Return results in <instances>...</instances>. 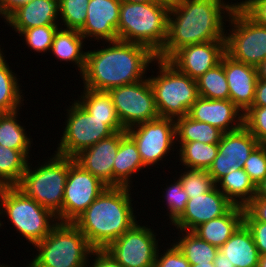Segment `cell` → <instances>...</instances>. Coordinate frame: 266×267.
Masks as SVG:
<instances>
[{"instance_id": "obj_47", "label": "cell", "mask_w": 266, "mask_h": 267, "mask_svg": "<svg viewBox=\"0 0 266 267\" xmlns=\"http://www.w3.org/2000/svg\"><path fill=\"white\" fill-rule=\"evenodd\" d=\"M92 258L93 261H91ZM89 260L91 261V265H89ZM89 260L86 264V267H123L104 249H93L92 253L90 254Z\"/></svg>"}, {"instance_id": "obj_55", "label": "cell", "mask_w": 266, "mask_h": 267, "mask_svg": "<svg viewBox=\"0 0 266 267\" xmlns=\"http://www.w3.org/2000/svg\"><path fill=\"white\" fill-rule=\"evenodd\" d=\"M120 1L129 3H147V2H152L153 0H120Z\"/></svg>"}, {"instance_id": "obj_44", "label": "cell", "mask_w": 266, "mask_h": 267, "mask_svg": "<svg viewBox=\"0 0 266 267\" xmlns=\"http://www.w3.org/2000/svg\"><path fill=\"white\" fill-rule=\"evenodd\" d=\"M237 162L235 159L220 158V154H217L207 171L217 183L223 176L240 169Z\"/></svg>"}, {"instance_id": "obj_27", "label": "cell", "mask_w": 266, "mask_h": 267, "mask_svg": "<svg viewBox=\"0 0 266 267\" xmlns=\"http://www.w3.org/2000/svg\"><path fill=\"white\" fill-rule=\"evenodd\" d=\"M20 78L10 69L0 48V113L20 110L24 105V94L21 90ZM23 104V105H22Z\"/></svg>"}, {"instance_id": "obj_8", "label": "cell", "mask_w": 266, "mask_h": 267, "mask_svg": "<svg viewBox=\"0 0 266 267\" xmlns=\"http://www.w3.org/2000/svg\"><path fill=\"white\" fill-rule=\"evenodd\" d=\"M33 247L32 259L44 267H86L94 249L73 223L61 222Z\"/></svg>"}, {"instance_id": "obj_4", "label": "cell", "mask_w": 266, "mask_h": 267, "mask_svg": "<svg viewBox=\"0 0 266 267\" xmlns=\"http://www.w3.org/2000/svg\"><path fill=\"white\" fill-rule=\"evenodd\" d=\"M170 7L156 2H121L118 40L137 43L158 55L167 38Z\"/></svg>"}, {"instance_id": "obj_21", "label": "cell", "mask_w": 266, "mask_h": 267, "mask_svg": "<svg viewBox=\"0 0 266 267\" xmlns=\"http://www.w3.org/2000/svg\"><path fill=\"white\" fill-rule=\"evenodd\" d=\"M60 0H33L13 11L4 21L18 35L26 29L59 25Z\"/></svg>"}, {"instance_id": "obj_11", "label": "cell", "mask_w": 266, "mask_h": 267, "mask_svg": "<svg viewBox=\"0 0 266 267\" xmlns=\"http://www.w3.org/2000/svg\"><path fill=\"white\" fill-rule=\"evenodd\" d=\"M125 130L160 118L148 77L108 90Z\"/></svg>"}, {"instance_id": "obj_24", "label": "cell", "mask_w": 266, "mask_h": 267, "mask_svg": "<svg viewBox=\"0 0 266 267\" xmlns=\"http://www.w3.org/2000/svg\"><path fill=\"white\" fill-rule=\"evenodd\" d=\"M219 251L235 267H257L259 262L258 249L250 230L244 223L219 248Z\"/></svg>"}, {"instance_id": "obj_58", "label": "cell", "mask_w": 266, "mask_h": 267, "mask_svg": "<svg viewBox=\"0 0 266 267\" xmlns=\"http://www.w3.org/2000/svg\"><path fill=\"white\" fill-rule=\"evenodd\" d=\"M0 267H11L10 265H7V264H4V263H2V264H0Z\"/></svg>"}, {"instance_id": "obj_20", "label": "cell", "mask_w": 266, "mask_h": 267, "mask_svg": "<svg viewBox=\"0 0 266 267\" xmlns=\"http://www.w3.org/2000/svg\"><path fill=\"white\" fill-rule=\"evenodd\" d=\"M223 67L228 82L229 99L245 113L253 104L258 81L256 67L223 55Z\"/></svg>"}, {"instance_id": "obj_2", "label": "cell", "mask_w": 266, "mask_h": 267, "mask_svg": "<svg viewBox=\"0 0 266 267\" xmlns=\"http://www.w3.org/2000/svg\"><path fill=\"white\" fill-rule=\"evenodd\" d=\"M107 44L86 51V64L80 75L84 88L108 91L141 81L157 58L149 48L137 43L115 40Z\"/></svg>"}, {"instance_id": "obj_29", "label": "cell", "mask_w": 266, "mask_h": 267, "mask_svg": "<svg viewBox=\"0 0 266 267\" xmlns=\"http://www.w3.org/2000/svg\"><path fill=\"white\" fill-rule=\"evenodd\" d=\"M216 186L234 205L242 207L256 195V186L244 169L223 176Z\"/></svg>"}, {"instance_id": "obj_41", "label": "cell", "mask_w": 266, "mask_h": 267, "mask_svg": "<svg viewBox=\"0 0 266 267\" xmlns=\"http://www.w3.org/2000/svg\"><path fill=\"white\" fill-rule=\"evenodd\" d=\"M243 116V126L259 143L266 144V106L250 107Z\"/></svg>"}, {"instance_id": "obj_52", "label": "cell", "mask_w": 266, "mask_h": 267, "mask_svg": "<svg viewBox=\"0 0 266 267\" xmlns=\"http://www.w3.org/2000/svg\"><path fill=\"white\" fill-rule=\"evenodd\" d=\"M258 80H266V58L256 67Z\"/></svg>"}, {"instance_id": "obj_12", "label": "cell", "mask_w": 266, "mask_h": 267, "mask_svg": "<svg viewBox=\"0 0 266 267\" xmlns=\"http://www.w3.org/2000/svg\"><path fill=\"white\" fill-rule=\"evenodd\" d=\"M107 186L69 157L62 210L58 222L73 223Z\"/></svg>"}, {"instance_id": "obj_43", "label": "cell", "mask_w": 266, "mask_h": 267, "mask_svg": "<svg viewBox=\"0 0 266 267\" xmlns=\"http://www.w3.org/2000/svg\"><path fill=\"white\" fill-rule=\"evenodd\" d=\"M236 3L251 20L266 27V0H240Z\"/></svg>"}, {"instance_id": "obj_18", "label": "cell", "mask_w": 266, "mask_h": 267, "mask_svg": "<svg viewBox=\"0 0 266 267\" xmlns=\"http://www.w3.org/2000/svg\"><path fill=\"white\" fill-rule=\"evenodd\" d=\"M120 5V0H89L87 18L79 31L85 40H101L105 44L107 41L118 40Z\"/></svg>"}, {"instance_id": "obj_42", "label": "cell", "mask_w": 266, "mask_h": 267, "mask_svg": "<svg viewBox=\"0 0 266 267\" xmlns=\"http://www.w3.org/2000/svg\"><path fill=\"white\" fill-rule=\"evenodd\" d=\"M172 246V247H171ZM161 249H158L154 267H190V263L186 260V257L172 242L170 247L164 249L160 253Z\"/></svg>"}, {"instance_id": "obj_26", "label": "cell", "mask_w": 266, "mask_h": 267, "mask_svg": "<svg viewBox=\"0 0 266 267\" xmlns=\"http://www.w3.org/2000/svg\"><path fill=\"white\" fill-rule=\"evenodd\" d=\"M259 144L258 140L244 127L233 132L223 133L218 143L220 158L235 159L240 169L253 149Z\"/></svg>"}, {"instance_id": "obj_30", "label": "cell", "mask_w": 266, "mask_h": 267, "mask_svg": "<svg viewBox=\"0 0 266 267\" xmlns=\"http://www.w3.org/2000/svg\"><path fill=\"white\" fill-rule=\"evenodd\" d=\"M177 231H179L177 233L179 236L176 237L177 240H173V243L186 257L190 265L213 263L219 248L200 239L192 231Z\"/></svg>"}, {"instance_id": "obj_9", "label": "cell", "mask_w": 266, "mask_h": 267, "mask_svg": "<svg viewBox=\"0 0 266 267\" xmlns=\"http://www.w3.org/2000/svg\"><path fill=\"white\" fill-rule=\"evenodd\" d=\"M65 128L55 153L74 157L117 131L125 130L119 119H98L86 112L74 99L66 109Z\"/></svg>"}, {"instance_id": "obj_51", "label": "cell", "mask_w": 266, "mask_h": 267, "mask_svg": "<svg viewBox=\"0 0 266 267\" xmlns=\"http://www.w3.org/2000/svg\"><path fill=\"white\" fill-rule=\"evenodd\" d=\"M257 198L266 199V177L256 186Z\"/></svg>"}, {"instance_id": "obj_6", "label": "cell", "mask_w": 266, "mask_h": 267, "mask_svg": "<svg viewBox=\"0 0 266 267\" xmlns=\"http://www.w3.org/2000/svg\"><path fill=\"white\" fill-rule=\"evenodd\" d=\"M153 64L157 65L158 71L148 79L160 117L175 120L188 115L199 97L197 81L180 72L168 60L156 58Z\"/></svg>"}, {"instance_id": "obj_25", "label": "cell", "mask_w": 266, "mask_h": 267, "mask_svg": "<svg viewBox=\"0 0 266 267\" xmlns=\"http://www.w3.org/2000/svg\"><path fill=\"white\" fill-rule=\"evenodd\" d=\"M85 38L78 30L58 28L53 37L50 53L61 61L71 62L81 75L86 64V53L83 49ZM77 65V66H76Z\"/></svg>"}, {"instance_id": "obj_50", "label": "cell", "mask_w": 266, "mask_h": 267, "mask_svg": "<svg viewBox=\"0 0 266 267\" xmlns=\"http://www.w3.org/2000/svg\"><path fill=\"white\" fill-rule=\"evenodd\" d=\"M215 267H235L234 264H231L226 256L218 250L215 260L213 261Z\"/></svg>"}, {"instance_id": "obj_28", "label": "cell", "mask_w": 266, "mask_h": 267, "mask_svg": "<svg viewBox=\"0 0 266 267\" xmlns=\"http://www.w3.org/2000/svg\"><path fill=\"white\" fill-rule=\"evenodd\" d=\"M176 142L219 143L223 131L208 123L196 121L188 115L175 119Z\"/></svg>"}, {"instance_id": "obj_56", "label": "cell", "mask_w": 266, "mask_h": 267, "mask_svg": "<svg viewBox=\"0 0 266 267\" xmlns=\"http://www.w3.org/2000/svg\"><path fill=\"white\" fill-rule=\"evenodd\" d=\"M26 267H44L40 264H38L34 259L32 261H29V264H27Z\"/></svg>"}, {"instance_id": "obj_3", "label": "cell", "mask_w": 266, "mask_h": 267, "mask_svg": "<svg viewBox=\"0 0 266 267\" xmlns=\"http://www.w3.org/2000/svg\"><path fill=\"white\" fill-rule=\"evenodd\" d=\"M131 187H106L73 222L94 249H104L138 221Z\"/></svg>"}, {"instance_id": "obj_49", "label": "cell", "mask_w": 266, "mask_h": 267, "mask_svg": "<svg viewBox=\"0 0 266 267\" xmlns=\"http://www.w3.org/2000/svg\"><path fill=\"white\" fill-rule=\"evenodd\" d=\"M266 106V80H258L255 89L254 101L251 107Z\"/></svg>"}, {"instance_id": "obj_31", "label": "cell", "mask_w": 266, "mask_h": 267, "mask_svg": "<svg viewBox=\"0 0 266 267\" xmlns=\"http://www.w3.org/2000/svg\"><path fill=\"white\" fill-rule=\"evenodd\" d=\"M176 146L179 147L178 162H181L178 165L190 169L208 170L218 153V143L176 142Z\"/></svg>"}, {"instance_id": "obj_16", "label": "cell", "mask_w": 266, "mask_h": 267, "mask_svg": "<svg viewBox=\"0 0 266 267\" xmlns=\"http://www.w3.org/2000/svg\"><path fill=\"white\" fill-rule=\"evenodd\" d=\"M126 134V130L115 132L93 146L80 151L73 157L74 161L96 176L107 187H113V162L119 149L120 140Z\"/></svg>"}, {"instance_id": "obj_17", "label": "cell", "mask_w": 266, "mask_h": 267, "mask_svg": "<svg viewBox=\"0 0 266 267\" xmlns=\"http://www.w3.org/2000/svg\"><path fill=\"white\" fill-rule=\"evenodd\" d=\"M234 204L215 186L189 198L186 209L172 224L177 230L193 231L200 224L224 215Z\"/></svg>"}, {"instance_id": "obj_15", "label": "cell", "mask_w": 266, "mask_h": 267, "mask_svg": "<svg viewBox=\"0 0 266 267\" xmlns=\"http://www.w3.org/2000/svg\"><path fill=\"white\" fill-rule=\"evenodd\" d=\"M224 54L225 41H210L182 47L168 61L180 72L197 80L219 64Z\"/></svg>"}, {"instance_id": "obj_7", "label": "cell", "mask_w": 266, "mask_h": 267, "mask_svg": "<svg viewBox=\"0 0 266 267\" xmlns=\"http://www.w3.org/2000/svg\"><path fill=\"white\" fill-rule=\"evenodd\" d=\"M28 162L16 187L54 215L62 210L65 183L69 172V157L52 154L41 165ZM32 166V167H31ZM33 168V169H32Z\"/></svg>"}, {"instance_id": "obj_32", "label": "cell", "mask_w": 266, "mask_h": 267, "mask_svg": "<svg viewBox=\"0 0 266 267\" xmlns=\"http://www.w3.org/2000/svg\"><path fill=\"white\" fill-rule=\"evenodd\" d=\"M31 150H13L0 144V187L16 186L26 171Z\"/></svg>"}, {"instance_id": "obj_38", "label": "cell", "mask_w": 266, "mask_h": 267, "mask_svg": "<svg viewBox=\"0 0 266 267\" xmlns=\"http://www.w3.org/2000/svg\"><path fill=\"white\" fill-rule=\"evenodd\" d=\"M176 179V180H175ZM174 182L171 183L169 186L164 187L165 191H163V198L167 202L168 211L166 216L170 219V224H172L182 215V213L186 209L187 201L189 200L186 191L183 189L181 181L175 177Z\"/></svg>"}, {"instance_id": "obj_39", "label": "cell", "mask_w": 266, "mask_h": 267, "mask_svg": "<svg viewBox=\"0 0 266 267\" xmlns=\"http://www.w3.org/2000/svg\"><path fill=\"white\" fill-rule=\"evenodd\" d=\"M59 25H45L41 27L29 28L23 30L19 36L24 37L23 40L27 47L31 48V50L36 51V53L45 54L50 52L53 37L55 32L58 30ZM48 51V52H47Z\"/></svg>"}, {"instance_id": "obj_57", "label": "cell", "mask_w": 266, "mask_h": 267, "mask_svg": "<svg viewBox=\"0 0 266 267\" xmlns=\"http://www.w3.org/2000/svg\"><path fill=\"white\" fill-rule=\"evenodd\" d=\"M190 267H215L213 263H207V264H196L191 265Z\"/></svg>"}, {"instance_id": "obj_54", "label": "cell", "mask_w": 266, "mask_h": 267, "mask_svg": "<svg viewBox=\"0 0 266 267\" xmlns=\"http://www.w3.org/2000/svg\"><path fill=\"white\" fill-rule=\"evenodd\" d=\"M257 267H266V255L259 256V262Z\"/></svg>"}, {"instance_id": "obj_53", "label": "cell", "mask_w": 266, "mask_h": 267, "mask_svg": "<svg viewBox=\"0 0 266 267\" xmlns=\"http://www.w3.org/2000/svg\"><path fill=\"white\" fill-rule=\"evenodd\" d=\"M162 4H165L169 7L175 5L179 0H153Z\"/></svg>"}, {"instance_id": "obj_13", "label": "cell", "mask_w": 266, "mask_h": 267, "mask_svg": "<svg viewBox=\"0 0 266 267\" xmlns=\"http://www.w3.org/2000/svg\"><path fill=\"white\" fill-rule=\"evenodd\" d=\"M126 133L136 143L146 167L160 165L170 151L174 152L177 149L175 120L172 118L160 117L147 121L127 129Z\"/></svg>"}, {"instance_id": "obj_48", "label": "cell", "mask_w": 266, "mask_h": 267, "mask_svg": "<svg viewBox=\"0 0 266 267\" xmlns=\"http://www.w3.org/2000/svg\"><path fill=\"white\" fill-rule=\"evenodd\" d=\"M33 0H0V18L5 20L13 11Z\"/></svg>"}, {"instance_id": "obj_1", "label": "cell", "mask_w": 266, "mask_h": 267, "mask_svg": "<svg viewBox=\"0 0 266 267\" xmlns=\"http://www.w3.org/2000/svg\"><path fill=\"white\" fill-rule=\"evenodd\" d=\"M229 2L179 0L171 6L167 38L157 58L168 60L177 50L188 45L225 41L226 21H229L232 11L237 6V3Z\"/></svg>"}, {"instance_id": "obj_33", "label": "cell", "mask_w": 266, "mask_h": 267, "mask_svg": "<svg viewBox=\"0 0 266 267\" xmlns=\"http://www.w3.org/2000/svg\"><path fill=\"white\" fill-rule=\"evenodd\" d=\"M19 111L0 113V144L13 150H30L33 140L18 120Z\"/></svg>"}, {"instance_id": "obj_23", "label": "cell", "mask_w": 266, "mask_h": 267, "mask_svg": "<svg viewBox=\"0 0 266 267\" xmlns=\"http://www.w3.org/2000/svg\"><path fill=\"white\" fill-rule=\"evenodd\" d=\"M113 163V187L133 188L132 178L136 173L139 174V171L146 168L141 160L136 143L128 134L120 140L119 149Z\"/></svg>"}, {"instance_id": "obj_14", "label": "cell", "mask_w": 266, "mask_h": 267, "mask_svg": "<svg viewBox=\"0 0 266 267\" xmlns=\"http://www.w3.org/2000/svg\"><path fill=\"white\" fill-rule=\"evenodd\" d=\"M138 222L104 250L123 267H154L160 247L156 232Z\"/></svg>"}, {"instance_id": "obj_10", "label": "cell", "mask_w": 266, "mask_h": 267, "mask_svg": "<svg viewBox=\"0 0 266 267\" xmlns=\"http://www.w3.org/2000/svg\"><path fill=\"white\" fill-rule=\"evenodd\" d=\"M228 22L225 53L238 62L257 67L266 58V27L255 23L238 6Z\"/></svg>"}, {"instance_id": "obj_40", "label": "cell", "mask_w": 266, "mask_h": 267, "mask_svg": "<svg viewBox=\"0 0 266 267\" xmlns=\"http://www.w3.org/2000/svg\"><path fill=\"white\" fill-rule=\"evenodd\" d=\"M244 171L257 186L266 177V144L259 143L244 163Z\"/></svg>"}, {"instance_id": "obj_45", "label": "cell", "mask_w": 266, "mask_h": 267, "mask_svg": "<svg viewBox=\"0 0 266 267\" xmlns=\"http://www.w3.org/2000/svg\"><path fill=\"white\" fill-rule=\"evenodd\" d=\"M244 221H261L266 223V199L254 196L244 206Z\"/></svg>"}, {"instance_id": "obj_22", "label": "cell", "mask_w": 266, "mask_h": 267, "mask_svg": "<svg viewBox=\"0 0 266 267\" xmlns=\"http://www.w3.org/2000/svg\"><path fill=\"white\" fill-rule=\"evenodd\" d=\"M244 212V207L233 205L224 215L200 224L192 232L220 248L244 223Z\"/></svg>"}, {"instance_id": "obj_35", "label": "cell", "mask_w": 266, "mask_h": 267, "mask_svg": "<svg viewBox=\"0 0 266 267\" xmlns=\"http://www.w3.org/2000/svg\"><path fill=\"white\" fill-rule=\"evenodd\" d=\"M75 100L86 112L98 119H119L108 91L84 88Z\"/></svg>"}, {"instance_id": "obj_34", "label": "cell", "mask_w": 266, "mask_h": 267, "mask_svg": "<svg viewBox=\"0 0 266 267\" xmlns=\"http://www.w3.org/2000/svg\"><path fill=\"white\" fill-rule=\"evenodd\" d=\"M198 95L207 99H229V88L223 67V56L219 64L206 71L197 80Z\"/></svg>"}, {"instance_id": "obj_37", "label": "cell", "mask_w": 266, "mask_h": 267, "mask_svg": "<svg viewBox=\"0 0 266 267\" xmlns=\"http://www.w3.org/2000/svg\"><path fill=\"white\" fill-rule=\"evenodd\" d=\"M183 169L184 171L180 173L178 179L181 181L188 198L207 193L216 186L207 170L184 167Z\"/></svg>"}, {"instance_id": "obj_46", "label": "cell", "mask_w": 266, "mask_h": 267, "mask_svg": "<svg viewBox=\"0 0 266 267\" xmlns=\"http://www.w3.org/2000/svg\"><path fill=\"white\" fill-rule=\"evenodd\" d=\"M250 230L259 255H266V223L261 221H244Z\"/></svg>"}, {"instance_id": "obj_5", "label": "cell", "mask_w": 266, "mask_h": 267, "mask_svg": "<svg viewBox=\"0 0 266 267\" xmlns=\"http://www.w3.org/2000/svg\"><path fill=\"white\" fill-rule=\"evenodd\" d=\"M0 216H7L17 233L33 246L43 240L58 223L56 215L27 197L16 186L0 187ZM2 223L0 220V228Z\"/></svg>"}, {"instance_id": "obj_36", "label": "cell", "mask_w": 266, "mask_h": 267, "mask_svg": "<svg viewBox=\"0 0 266 267\" xmlns=\"http://www.w3.org/2000/svg\"><path fill=\"white\" fill-rule=\"evenodd\" d=\"M89 0H60V28L80 31L87 18Z\"/></svg>"}, {"instance_id": "obj_19", "label": "cell", "mask_w": 266, "mask_h": 267, "mask_svg": "<svg viewBox=\"0 0 266 267\" xmlns=\"http://www.w3.org/2000/svg\"><path fill=\"white\" fill-rule=\"evenodd\" d=\"M244 113L230 100L198 97L188 116L196 121L208 123L224 133L233 132L243 126Z\"/></svg>"}]
</instances>
